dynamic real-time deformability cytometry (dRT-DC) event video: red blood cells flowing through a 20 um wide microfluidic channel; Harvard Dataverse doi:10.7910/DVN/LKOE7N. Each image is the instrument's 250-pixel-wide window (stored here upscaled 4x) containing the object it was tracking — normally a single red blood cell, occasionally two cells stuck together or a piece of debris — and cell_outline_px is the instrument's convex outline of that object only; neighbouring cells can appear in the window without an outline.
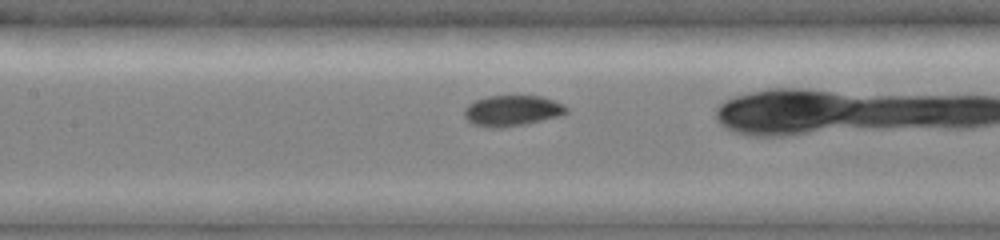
{"species": "common noctule bat (a hibernating species)", "species_latin": "Nyctalus noctula", "temperature_condition": "cold", "stored_images_in_passage": 36, "camera_frame_rate_fps": 3000, "um_per_image_px": 0.085, "animal": {"sex": "female", "body_mass_g": 19.0, "forearm_length_mm": 51.5}, "frame": {"image": 1, "passage_image": 19, "time_ms": 6.0, "image_size_px": [1000, 240], "cell_outline_px": [[568, 112], [560, 116], [524, 124], [504, 128], [484, 128], [472, 124], [464, 116], [464, 108], [468, 104], [476, 100], [488, 96], [540, 96], [564, 104], [568, 108]], "centroid_in_image_um": [43.51, 9.42], "position_along_channel_um": 163.9, "area_um2": 18.44}}
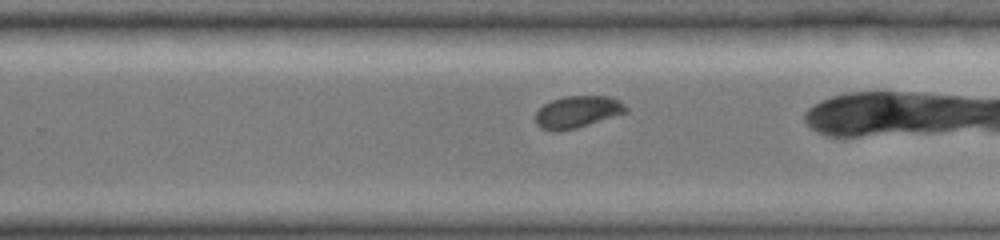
{"frame": {"image": 2, "passage_image": 28, "time_ms": 9.0, "image_size_px": [1000, 240], "cell_outline_px": [[628, 112], [576, 128], [540, 128], [536, 124], [536, 112], [544, 104], [552, 100], [564, 96], [612, 96], [620, 100], [628, 108]], "centroid_in_image_um": [49.15, 9.46], "position_along_channel_um": 280.6, "area_um2": 16.42}}
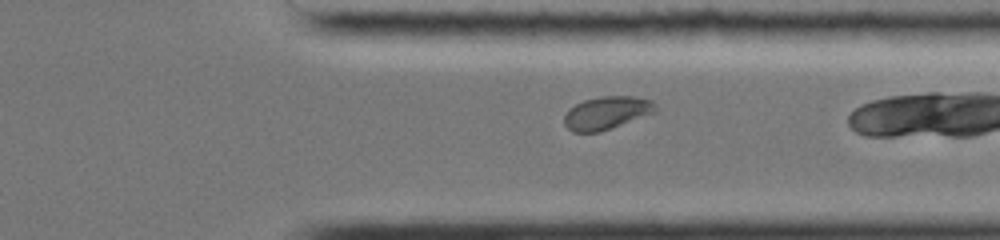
{"frame": {"image": 3, "passage_image": 34, "time_ms": 11.0, "image_size_px": [1000, 240], "cell_outline_px": [[656, 112], [612, 128], [600, 132], [572, 132], [564, 124], [564, 116], [568, 108], [584, 100], [600, 96], [636, 96], [652, 100], [656, 104]], "centroid_in_image_um": [51.57, 9.59], "position_along_channel_um": 359.8, "area_um2": 17.69}}